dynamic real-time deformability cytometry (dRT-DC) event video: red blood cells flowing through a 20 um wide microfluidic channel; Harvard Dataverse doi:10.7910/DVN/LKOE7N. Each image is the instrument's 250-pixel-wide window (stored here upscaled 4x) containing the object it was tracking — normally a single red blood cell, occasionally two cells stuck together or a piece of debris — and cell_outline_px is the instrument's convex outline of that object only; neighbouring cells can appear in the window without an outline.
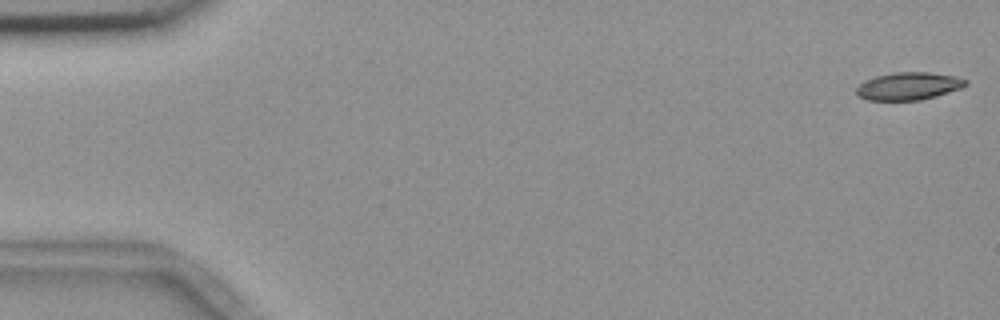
{"species": "common noctule bat (a hibernating species)", "species_latin": "Nyctalus noctula", "temperature_condition": "room temperature", "stored_images_in_passage": 55, "camera_frame_rate_fps": 3000, "um_per_image_px": 0.085, "animal": {"sex": "female", "body_mass_g": 18.4}, "frame": {"image": 1, "passage_image": 1, "time_ms": 0.0, "image_size_px": [1000, 320], "cell_outline_px": [[968, 84], [960, 88], [936, 96], [920, 100], [868, 100], [856, 96], [856, 88], [864, 80], [876, 76], [896, 72], [928, 72], [952, 76], [968, 80]], "centroid_in_image_um": [77.19, 7.32], "position_along_channel_um": 7.8, "area_um2": 17.51}}
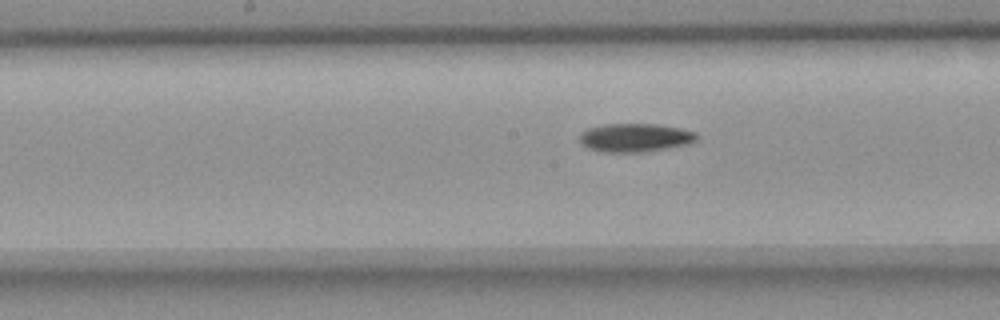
{"frame": {"image": 2, "passage_image": 28, "time_ms": 9.0, "image_size_px": [1000, 320], "cell_outline_px": [[696, 140], [688, 144], [640, 152], [604, 152], [588, 148], [580, 140], [580, 136], [588, 128], [604, 124], [656, 124], [680, 128], [696, 132]], "centroid_in_image_um": [53.99, 11.69], "position_along_channel_um": 194.2, "area_um2": 19.07}}
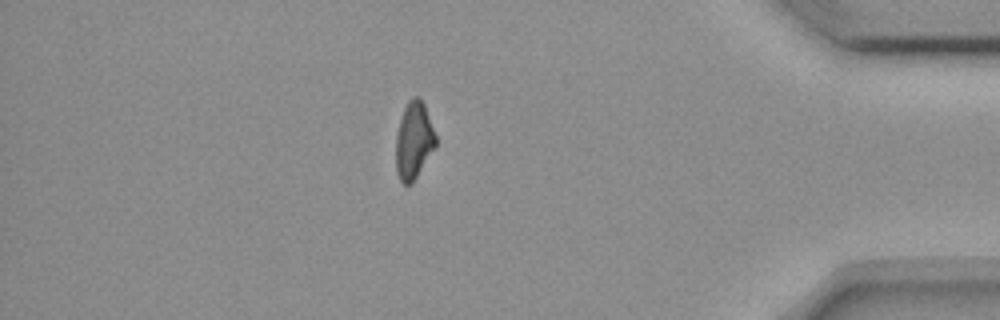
{"frame": {"image": 3, "passage_image": 48, "time_ms": 15.667, "image_size_px": [1000, 320], "cell_outline_px": [[436, 144], [412, 184], [404, 184], [400, 180], [396, 172], [396, 136], [400, 120], [404, 108], [408, 100], [412, 96], [416, 96], [424, 104], [436, 136]], "centroid_in_image_um": [35.15, 11.95], "position_along_channel_um": 400.0, "area_um2": 17.63}, "authors_computed_cell_mechanics": {"area_um2": 18.6116, "velocity_mm_per_s": 3.6552, "shape_relaxation_time_tau1_ms": 8.4835, "shape_relaxation_time_tau2_ms": null, "deformation_change_tau1": 0.1789, "deformation_change_tau2": null}}